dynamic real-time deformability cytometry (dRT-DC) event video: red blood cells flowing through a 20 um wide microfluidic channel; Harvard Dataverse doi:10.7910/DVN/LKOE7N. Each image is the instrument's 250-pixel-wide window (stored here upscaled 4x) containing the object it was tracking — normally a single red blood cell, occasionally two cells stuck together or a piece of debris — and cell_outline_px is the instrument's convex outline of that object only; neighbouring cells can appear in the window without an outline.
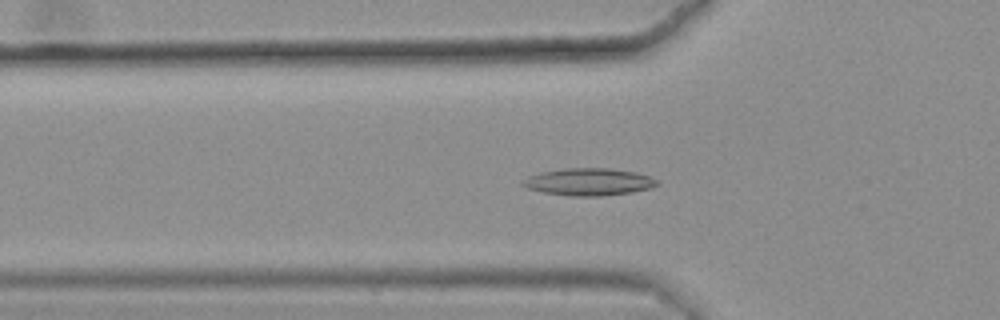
{"species": "common noctule bat (a hibernating species)", "species_latin": "Nyctalus noctula", "temperature_condition": "warm", "stored_images_in_passage": 47, "camera_frame_rate_fps": 3000, "um_per_image_px": 0.085, "animal": {"sex": "female", "body_mass_g": 25.1}, "frame": {"image": 1, "passage_image": 19, "time_ms": 6.0, "image_size_px": [1000, 320], "cell_outline_px": [[660, 184], [652, 188], [632, 192], [600, 196], [572, 196], [544, 192], [528, 188], [520, 184], [520, 180], [528, 176], [540, 172], [564, 168], [612, 168], [636, 172], [648, 176], [656, 180]], "centroid_in_image_um": [50.03, 15.45], "position_along_channel_um": 75.8, "area_um2": 21.44}}
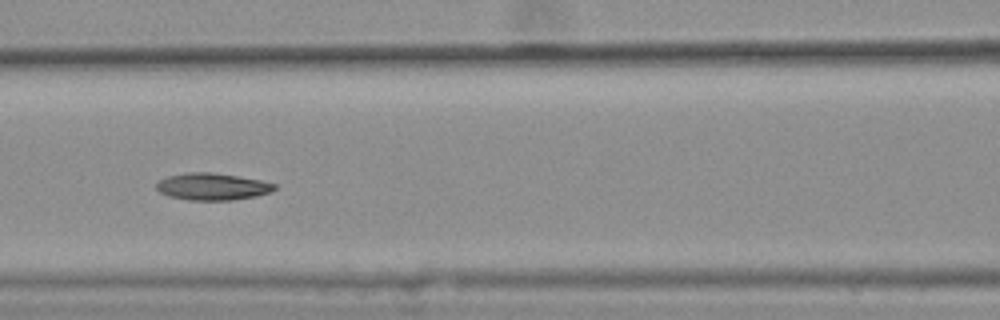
{"frame": {"image": 2, "passage_image": 25, "time_ms": 8.0, "image_size_px": [1000, 320], "cell_outline_px": [[276, 188], [272, 192], [256, 196], [232, 200], [188, 200], [168, 196], [160, 192], [156, 188], [156, 184], [160, 180], [168, 176], [188, 172], [212, 172], [260, 180], [276, 184]], "centroid_in_image_um": [18.05, 15.86], "position_along_channel_um": 148.5, "area_um2": 18.55}}
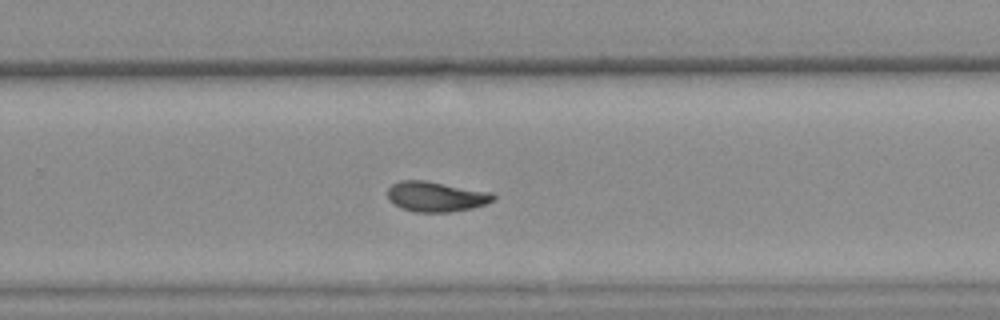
{"frame": {"image": 3, "passage_image": 37, "time_ms": 12.0, "image_size_px": [1000, 320], "cell_outline_px": [[496, 200], [472, 208], [448, 212], [416, 212], [400, 208], [388, 200], [388, 188], [392, 184], [400, 180], [424, 180], [492, 192], [496, 196]], "centroid_in_image_um": [37.05, 16.71], "position_along_channel_um": 292.7, "area_um2": 18.67}, "authors_computed_cell_mechanics": {"area_um2": 18.785, "velocity_mm_per_s": 3.6174, "shape_relaxation_time_tau1_ms": null, "shape_relaxation_time_tau2_ms": 4.7843, "deformation_change_tau1": null, "deformation_change_tau2": 0.108}}